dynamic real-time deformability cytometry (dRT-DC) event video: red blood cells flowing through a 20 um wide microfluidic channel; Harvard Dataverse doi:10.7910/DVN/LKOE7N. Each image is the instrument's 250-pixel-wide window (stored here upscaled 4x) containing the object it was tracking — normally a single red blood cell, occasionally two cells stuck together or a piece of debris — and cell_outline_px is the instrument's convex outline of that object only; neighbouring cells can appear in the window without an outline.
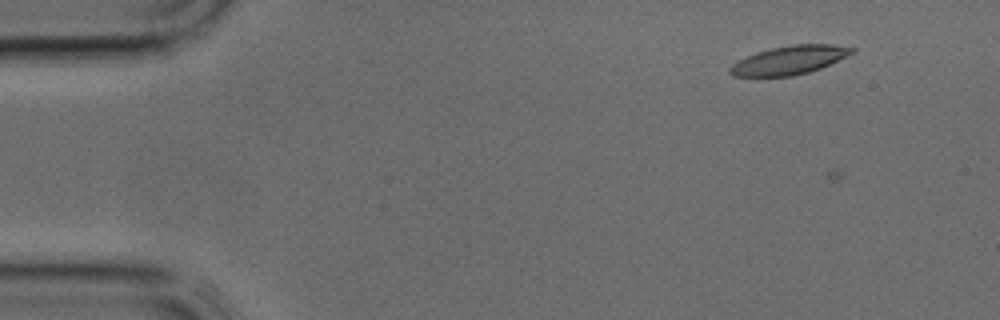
{"species": "common noctule bat (a hibernating species)", "species_latin": "Nyctalus noctula", "temperature_condition": "cold", "stored_images_in_passage": 5, "camera_frame_rate_fps": 3000, "um_per_image_px": 0.085, "animal": {"sex": "male", "body_mass_g": 17.9, "forearm_length_mm": 54.2}, "frame": {"image": 1, "passage_image": 4, "time_ms": 1.0, "image_size_px": [1000, 320], "cell_outline_px": [[856, 52], [820, 68], [808, 72], [792, 76], [732, 76], [728, 72], [728, 68], [732, 64], [756, 52], [772, 48], [792, 44], [832, 44], [856, 48]], "centroid_in_image_um": [67.11, 5.1], "position_along_channel_um": 17.9, "area_um2": 20.23}}